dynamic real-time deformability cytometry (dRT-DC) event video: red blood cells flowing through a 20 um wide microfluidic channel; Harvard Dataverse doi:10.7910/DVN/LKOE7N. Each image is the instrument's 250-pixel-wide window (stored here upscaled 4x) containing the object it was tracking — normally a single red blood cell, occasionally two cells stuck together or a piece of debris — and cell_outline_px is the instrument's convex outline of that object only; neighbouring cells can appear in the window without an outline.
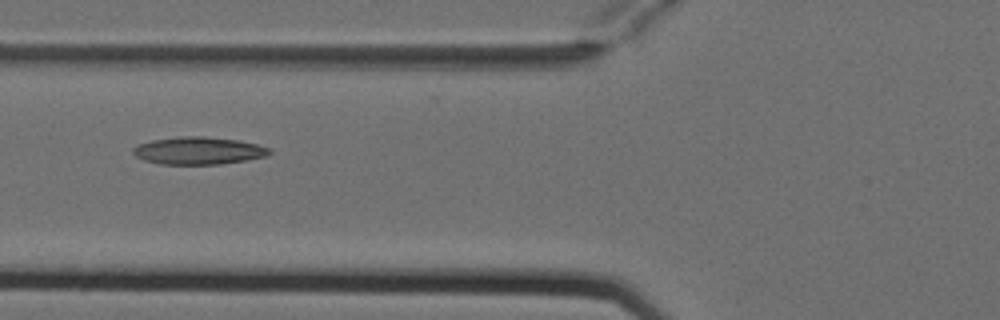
{"species": "Egyptian fruit bat (a non-hibernating species)", "species_latin": "Rousettus aegyptiacus", "temperature_condition": "cold", "stored_images_in_passage": 9, "camera_frame_rate_fps": 3000, "um_per_image_px": 0.085, "animal": {"sex": "female"}, "frame": {"image": 1, "passage_image": 6, "time_ms": 1.667, "image_size_px": [1000, 320], "cell_outline_px": [[272, 152], [268, 156], [248, 160], [220, 164], [160, 164], [144, 160], [136, 156], [132, 152], [132, 148], [140, 144], [152, 140], [180, 136], [204, 136], [240, 140], [272, 148]], "centroid_in_image_um": [16.92, 12.8], "position_along_channel_um": 108.9, "area_um2": 22.02}}
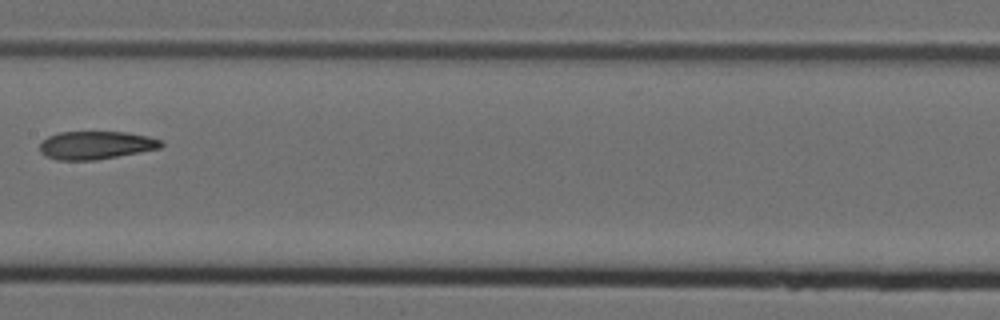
{"frame": {"image": 2, "passage_image": 8, "time_ms": 2.333, "image_size_px": [1000, 320], "cell_outline_px": [[164, 144], [160, 148], [140, 152], [96, 160], [56, 160], [44, 156], [40, 152], [40, 144], [48, 136], [60, 132], [128, 132], [148, 136], [164, 140]], "centroid_in_image_um": [8.17, 12.34], "position_along_channel_um": 199.2, "area_um2": 20.0}}
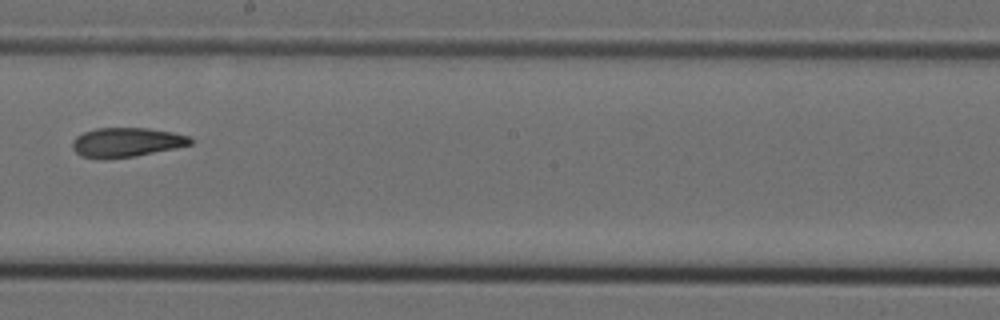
{"frame": {"image": 3, "passage_image": 9, "time_ms": 2.667, "image_size_px": [1000, 320], "cell_outline_px": [[192, 144], [176, 148], [136, 156], [80, 156], [72, 148], [72, 140], [76, 136], [84, 132], [96, 128], [148, 128], [172, 132], [188, 136], [192, 140]], "centroid_in_image_um": [10.78, 12.06], "position_along_channel_um": 237.4, "area_um2": 19.59}}